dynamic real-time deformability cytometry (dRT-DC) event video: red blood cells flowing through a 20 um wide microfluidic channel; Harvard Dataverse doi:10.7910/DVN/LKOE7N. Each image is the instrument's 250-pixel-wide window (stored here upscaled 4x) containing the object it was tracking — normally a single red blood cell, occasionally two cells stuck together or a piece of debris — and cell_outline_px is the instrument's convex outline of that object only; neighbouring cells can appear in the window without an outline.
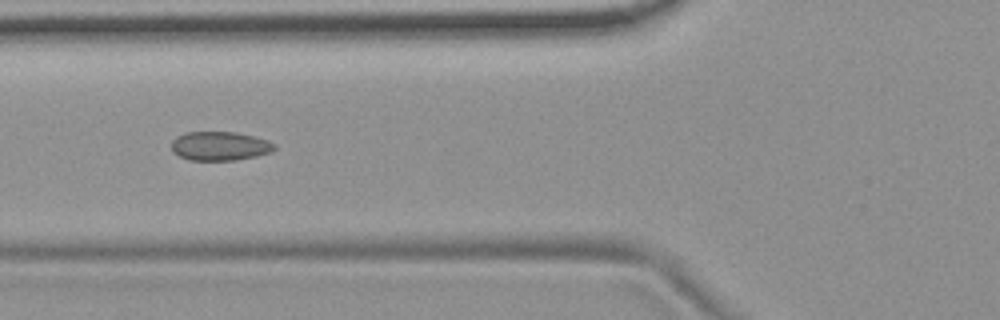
{"species": "common noctule bat (a hibernating species)", "species_latin": "Nyctalus noctula", "temperature_condition": "room temperature", "stored_images_in_passage": 8, "camera_frame_rate_fps": 3000, "um_per_image_px": 0.085, "animal": {"sex": "female", "body_mass_g": 19.9}, "frame": {"image": 1, "passage_image": 4, "time_ms": 3.333, "image_size_px": [1000, 320], "cell_outline_px": [[276, 148], [272, 152], [256, 156], [236, 160], [188, 160], [172, 152], [172, 140], [176, 136], [184, 132], [236, 132], [268, 140], [276, 144]], "centroid_in_image_um": [18.68, 12.41], "position_along_channel_um": 107.1, "area_um2": 17.51}}
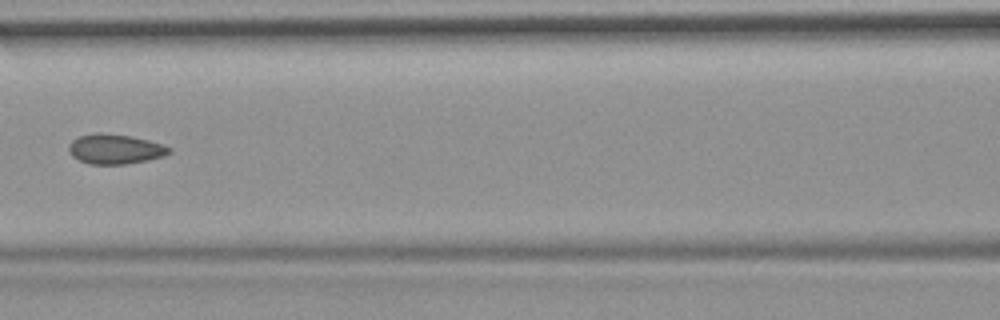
{"frame": {"image": 2, "passage_image": 5, "time_ms": 4.667, "image_size_px": [1000, 320], "cell_outline_px": [[172, 152], [164, 156], [148, 160], [124, 164], [88, 164], [72, 156], [68, 152], [68, 144], [72, 140], [80, 136], [96, 132], [100, 132], [132, 136], [164, 144], [172, 148]], "centroid_in_image_um": [9.79, 12.66], "position_along_channel_um": 156.8, "area_um2": 17.69}}
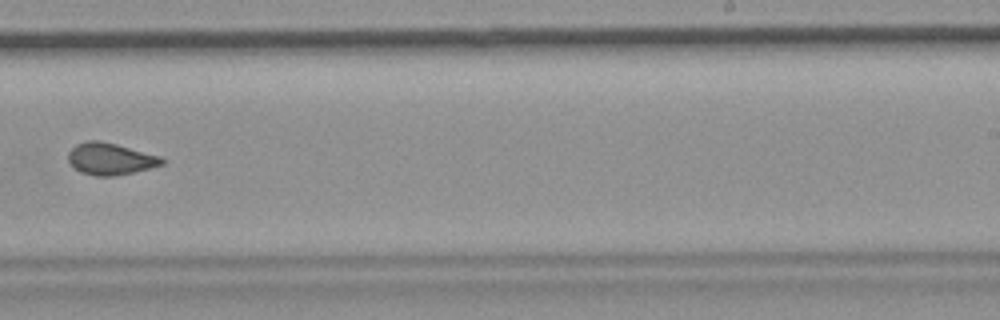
{"frame": {"image": 3, "passage_image": 8, "time_ms": 8.0, "image_size_px": [1000, 320], "cell_outline_px": [[164, 164], [116, 176], [92, 176], [80, 172], [72, 168], [68, 160], [68, 152], [76, 144], [88, 140], [100, 140], [116, 144], [160, 156], [164, 160]], "centroid_in_image_um": [9.32, 13.51], "position_along_channel_um": 279.7, "area_um2": 17.46}}